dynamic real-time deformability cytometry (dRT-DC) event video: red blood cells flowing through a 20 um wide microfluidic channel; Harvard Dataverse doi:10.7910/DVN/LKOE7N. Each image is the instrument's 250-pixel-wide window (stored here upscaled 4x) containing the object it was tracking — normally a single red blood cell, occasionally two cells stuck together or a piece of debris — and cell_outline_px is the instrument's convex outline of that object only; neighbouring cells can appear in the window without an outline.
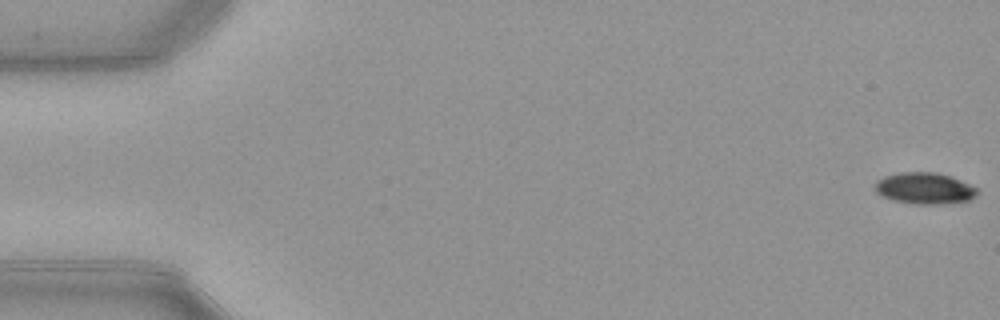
{"species": "common noctule bat (a hibernating species)", "species_latin": "Nyctalus noctula", "temperature_condition": "warm", "stored_images_in_passage": 53, "camera_frame_rate_fps": 3000, "um_per_image_px": 0.085, "animal": {"sex": "female", "body_mass_g": 21.9}, "frame": {"image": 1, "passage_image": 1, "time_ms": 0.0, "image_size_px": [1000, 320], "cell_outline_px": [[980, 192], [976, 196], [968, 200], [940, 204], [916, 204], [896, 200], [880, 196], [876, 192], [876, 180], [884, 176], [900, 172], [936, 172], [952, 176], [976, 188]], "centroid_in_image_um": [78.59, 15.99], "position_along_channel_um": 6.4, "area_um2": 18.67}}
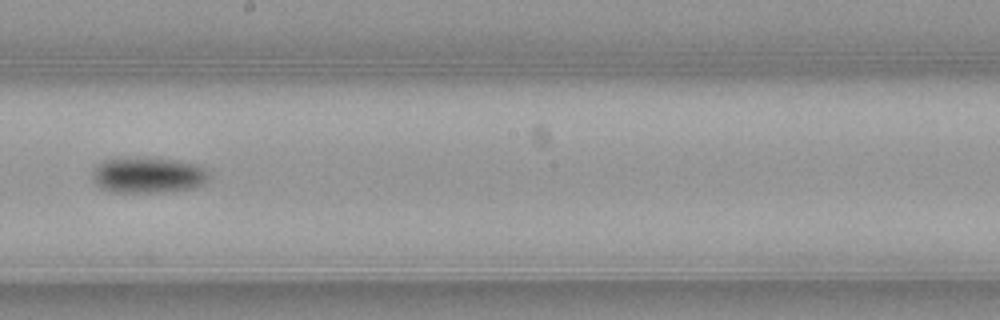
{"frame": {"image": 2, "passage_image": 30, "time_ms": 9.667, "image_size_px": [1000, 320], "cell_outline_px": [[208, 180], [204, 184], [192, 188], [160, 192], [112, 192], [100, 188], [92, 180], [92, 172], [104, 160], [124, 156], [136, 156], [176, 160], [200, 164], [208, 172]], "centroid_in_image_um": [12.57, 14.86], "position_along_channel_um": 235.6, "area_um2": 24.8}}
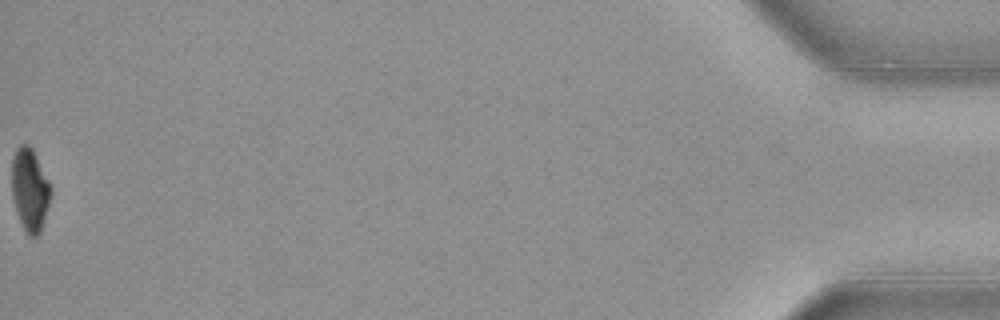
{"frame": {"image": 3, "passage_image": 53, "time_ms": 17.333, "image_size_px": [1000, 320], "cell_outline_px": [[52, 196], [40, 232], [36, 236], [32, 236], [24, 228], [20, 220], [12, 196], [12, 156], [16, 148], [20, 144], [28, 144], [32, 148], [52, 184]], "centroid_in_image_um": [2.57, 16.06], "position_along_channel_um": 432.6, "area_um2": 18.9}, "authors_computed_cell_mechanics": {"area_um2": 21.2126, "velocity_mm_per_s": 3.9671, "shape_relaxation_time_tau1_ms": 3.3312, "shape_relaxation_time_tau2_ms": null, "deformation_change_tau1": 0.1387, "deformation_change_tau2": null}}